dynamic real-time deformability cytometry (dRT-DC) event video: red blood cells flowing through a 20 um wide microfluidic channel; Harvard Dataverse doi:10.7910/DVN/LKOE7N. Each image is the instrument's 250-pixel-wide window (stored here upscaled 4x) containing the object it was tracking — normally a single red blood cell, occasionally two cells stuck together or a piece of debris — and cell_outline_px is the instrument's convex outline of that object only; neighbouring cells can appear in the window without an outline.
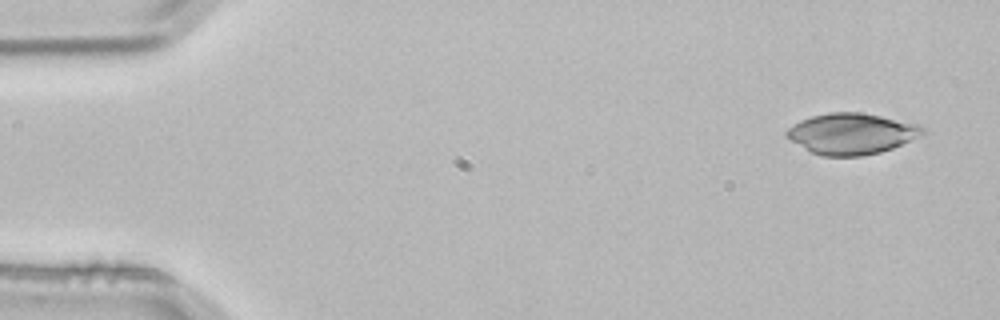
{"species": "common noctule bat (a hibernating species)", "species_latin": "Nyctalus noctula", "temperature_condition": "room temperature", "stored_images_in_passage": 4, "camera_frame_rate_fps": 3000, "um_per_image_px": 0.085, "animal": {"sex": "male", "body_mass_g": 21.5, "forearm_length_mm": 52.0}, "frame": {"image": 1, "passage_image": 1, "time_ms": 0.0, "image_size_px": [1000, 320], "cell_outline_px": [[928, 132], [892, 148], [880, 152], [860, 156], [820, 156], [808, 152], [788, 140], [784, 136], [784, 132], [788, 128], [800, 120], [812, 116], [828, 112], [860, 112], [920, 124], [928, 128]], "centroid_in_image_um": [72.35, 11.37], "position_along_channel_um": 12.7, "area_um2": 32.95}}
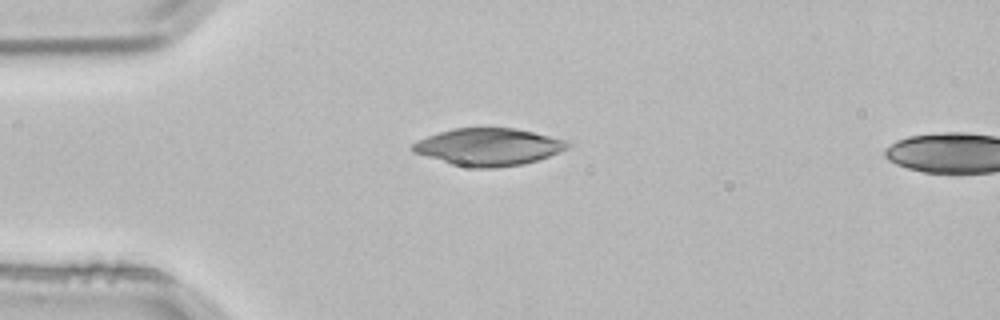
{"frame": {"image": 2, "passage_image": 3, "time_ms": 0.667, "image_size_px": [1000, 320], "cell_outline_px": [[568, 144], [564, 148], [548, 156], [536, 160], [520, 164], [492, 168], [472, 168], [452, 164], [412, 152], [412, 144], [428, 136], [440, 132], [456, 128], [516, 128], [564, 140]], "centroid_in_image_um": [41.45, 12.49], "position_along_channel_um": 43.6, "area_um2": 32.83}}